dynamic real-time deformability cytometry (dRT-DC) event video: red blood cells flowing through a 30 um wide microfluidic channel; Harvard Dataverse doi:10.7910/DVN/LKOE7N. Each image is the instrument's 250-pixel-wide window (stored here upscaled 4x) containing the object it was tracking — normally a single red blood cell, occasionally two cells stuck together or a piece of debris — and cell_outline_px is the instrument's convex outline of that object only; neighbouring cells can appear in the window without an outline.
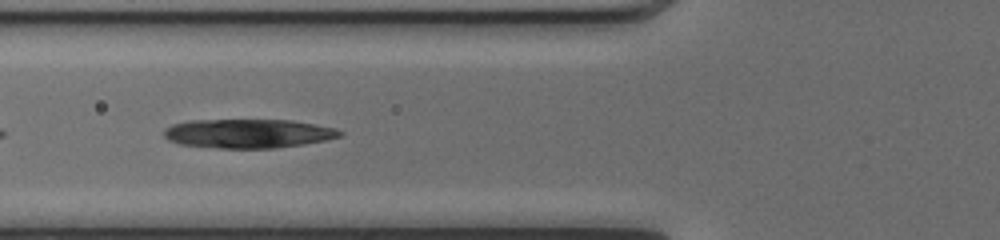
{"species": "common noctule bat (a hibernating species)", "species_latin": "Nyctalus noctula", "temperature_condition": "cold", "stored_images_in_passage": 47, "camera_frame_rate_fps": 3000, "um_per_image_px": 0.085, "animal": {"sex": "female", "body_mass_g": 17.0, "forearm_length_mm": 48.0}, "frame": {"image": 1, "passage_image": 20, "time_ms": 6.333, "image_size_px": [1000, 240], "cell_outline_px": [[344, 136], [328, 140], [304, 144], [276, 148], [220, 148], [180, 144], [168, 140], [164, 136], [164, 128], [172, 124], [188, 120], [292, 120], [316, 124], [336, 128], [344, 132]], "centroid_in_image_um": [21.14, 11.34], "position_along_channel_um": 104.7, "area_um2": 30.06}}
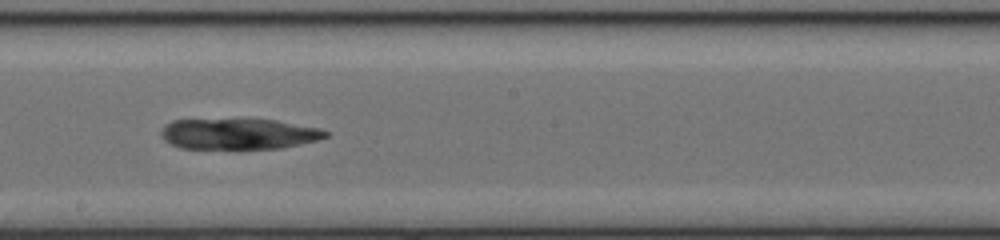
{"frame": {"image": 2, "passage_image": 29, "time_ms": 9.333, "image_size_px": [1000, 240], "cell_outline_px": [[328, 136], [316, 140], [300, 144], [280, 148], [180, 148], [164, 140], [160, 136], [160, 132], [164, 124], [172, 120], [276, 120], [320, 128], [328, 132]], "centroid_in_image_um": [20.26, 11.38], "position_along_channel_um": 227.9, "area_um2": 29.19}}
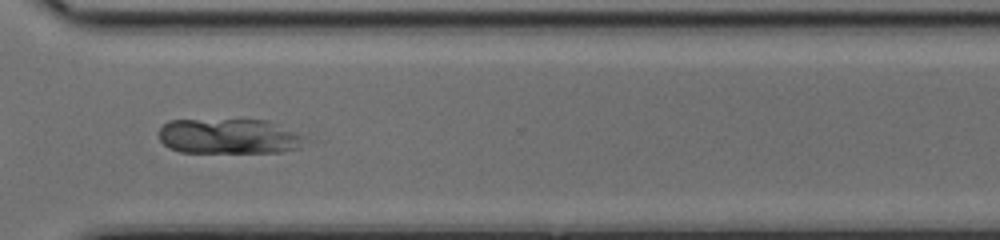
{"frame": {"image": 3, "passage_image": 38, "time_ms": 12.333, "image_size_px": [1000, 240], "cell_outline_px": [[312, 140], [300, 148], [280, 152], [180, 152], [168, 148], [160, 140], [160, 128], [168, 120], [268, 120], [304, 136]], "centroid_in_image_um": [19.51, 11.59], "position_along_channel_um": 351.1, "area_um2": 30.17}}